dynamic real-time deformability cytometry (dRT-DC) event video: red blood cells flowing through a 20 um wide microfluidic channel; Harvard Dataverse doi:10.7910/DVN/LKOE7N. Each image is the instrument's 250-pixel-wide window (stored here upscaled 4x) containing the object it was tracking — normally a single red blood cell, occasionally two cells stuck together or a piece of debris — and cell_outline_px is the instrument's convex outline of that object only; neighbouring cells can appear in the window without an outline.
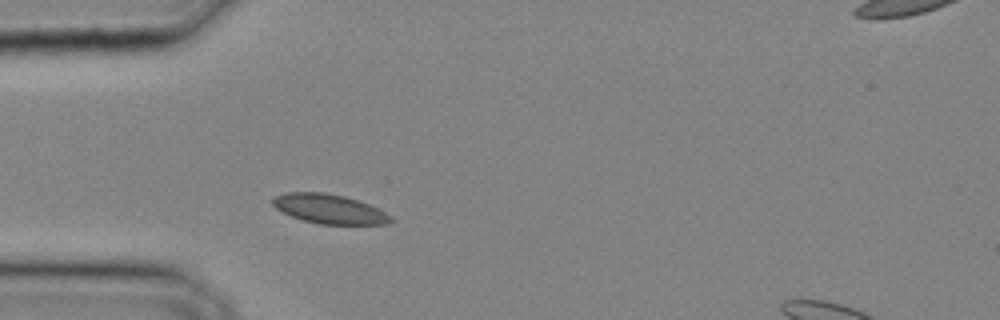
{"species": "common noctule bat (a hibernating species)", "species_latin": "Nyctalus noctula", "temperature_condition": "cold", "stored_images_in_passage": 25, "camera_frame_rate_fps": 3000, "um_per_image_px": 0.085, "animal": {"sex": "male", "body_mass_g": 20.4}, "frame": {"image": 1, "passage_image": 1, "time_ms": 0.0, "image_size_px": [1000, 320], "cell_outline_px": [[396, 220], [388, 224], [320, 224], [304, 220], [292, 216], [276, 208], [272, 204], [272, 196], [284, 192], [324, 192], [344, 196], [368, 204], [384, 212]], "centroid_in_image_um": [27.97, 17.75], "position_along_channel_um": 57.0, "area_um2": 20.11}}
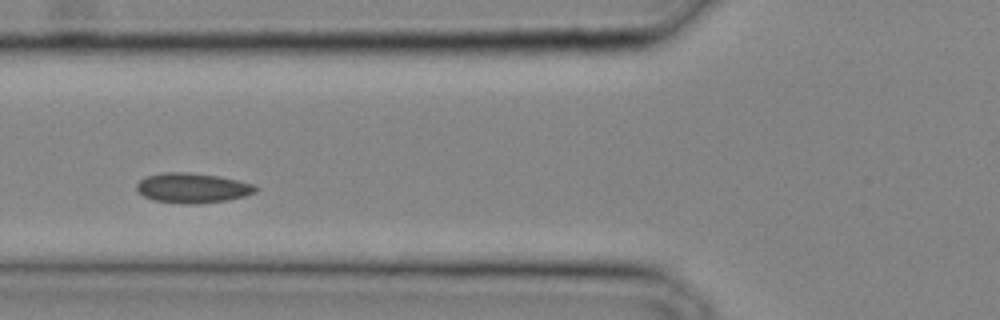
{"frame": {"image": 2, "passage_image": 4, "time_ms": 1.0, "image_size_px": [1000, 320], "cell_outline_px": [[260, 188], [256, 192], [244, 196], [224, 200], [196, 204], [184, 204], [156, 200], [144, 196], [136, 188], [136, 184], [140, 180], [148, 176], [164, 172], [188, 172], [220, 176], [252, 184]], "centroid_in_image_um": [16.37, 15.97], "position_along_channel_um": 109.4, "area_um2": 20.52}}